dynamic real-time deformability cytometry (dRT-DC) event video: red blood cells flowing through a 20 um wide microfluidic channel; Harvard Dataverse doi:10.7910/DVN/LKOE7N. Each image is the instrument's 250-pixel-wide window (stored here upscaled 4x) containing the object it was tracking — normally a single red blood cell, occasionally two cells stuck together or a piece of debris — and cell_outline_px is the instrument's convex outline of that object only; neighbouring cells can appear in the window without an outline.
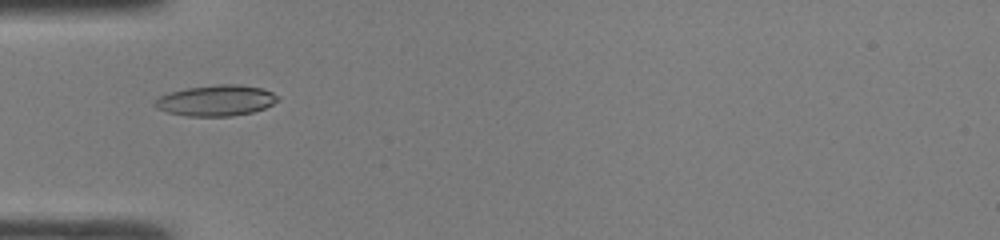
{"species": "common noctule bat (a hibernating species)", "species_latin": "Nyctalus noctula", "temperature_condition": "room temperature", "stored_images_in_passage": 48, "camera_frame_rate_fps": 3000, "um_per_image_px": 0.085, "animal": {"sex": "male", "body_mass_g": 19.0, "forearm_length_mm": 50.8}, "frame": {"image": 1, "passage_image": 16, "time_ms": 5.0, "image_size_px": [1000, 240], "cell_outline_px": [[280, 100], [264, 108], [252, 112], [232, 116], [188, 116], [168, 112], [156, 108], [152, 104], [160, 96], [184, 88], [220, 84], [240, 84], [264, 88], [280, 96]], "centroid_in_image_um": [18.41, 8.53], "position_along_channel_um": 66.6, "area_um2": 22.2}}
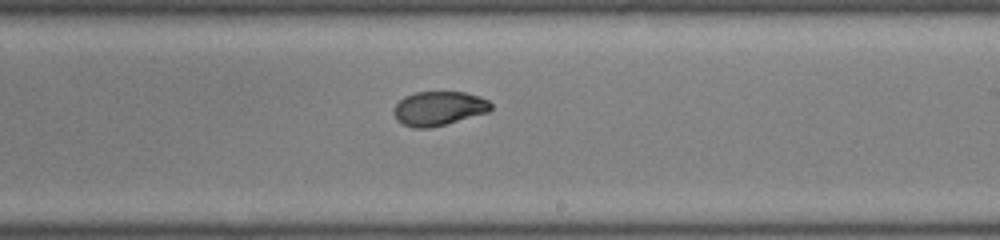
{"frame": {"image": 2, "passage_image": 29, "time_ms": 9.333, "image_size_px": [1000, 240], "cell_outline_px": [[492, 108], [488, 112], [444, 124], [428, 128], [416, 128], [404, 124], [396, 120], [392, 112], [396, 104], [404, 96], [416, 92], [464, 92], [480, 96], [488, 100], [492, 104]], "centroid_in_image_um": [37.28, 9.2], "position_along_channel_um": 251.7, "area_um2": 19.25}}
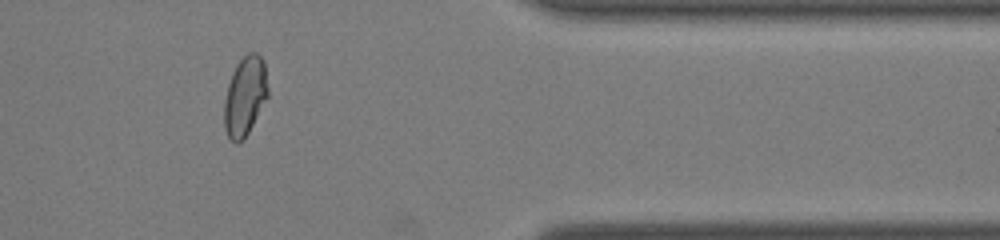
{"frame": {"image": 3, "passage_image": 40, "time_ms": 13.0, "image_size_px": [1000, 240], "cell_outline_px": [[268, 96], [248, 132], [236, 144], [228, 136], [224, 128], [224, 100], [228, 84], [232, 72], [236, 64], [248, 52], [256, 52], [264, 60], [268, 88]], "centroid_in_image_um": [20.82, 8.13], "position_along_channel_um": 390.6, "area_um2": 20.06}, "authors_computed_cell_mechanics": {"area_um2": 20.3167, "velocity_mm_per_s": 4.2948, "shape_relaxation_time_tau1_ms": 5.2566, "shape_relaxation_time_tau2_ms": 1.1336, "deformation_change_tau1": 0.1604, "deformation_change_tau2": 0.0448}}